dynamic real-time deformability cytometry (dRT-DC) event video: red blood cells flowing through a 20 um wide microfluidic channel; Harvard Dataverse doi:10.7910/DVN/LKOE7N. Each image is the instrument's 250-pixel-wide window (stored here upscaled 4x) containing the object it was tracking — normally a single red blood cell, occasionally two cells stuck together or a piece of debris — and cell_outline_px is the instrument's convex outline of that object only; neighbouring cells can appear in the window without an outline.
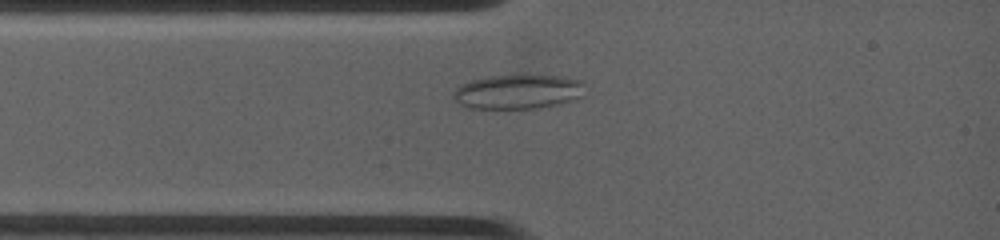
{"species": "common noctule bat (a hibernating species)", "species_latin": "Nyctalus noctula", "temperature_condition": "warm", "stored_images_in_passage": 6, "camera_frame_rate_fps": 4500, "um_per_image_px": 0.085, "animal": {"sex": "female", "body_mass_g": 19.0, "forearm_length_mm": 53.3}, "frame": {"image": 1, "passage_image": 5, "time_ms": 2.0, "image_size_px": [1000, 240], "cell_outline_px": [[584, 84], [576, 96], [568, 100], [552, 104], [532, 108], [468, 108], [460, 104], [452, 96], [452, 92], [460, 84], [472, 80], [488, 76], [560, 76], [580, 80]], "centroid_in_image_um": [43.88, 7.79], "position_along_channel_um": 41.1, "area_um2": 25.43}}